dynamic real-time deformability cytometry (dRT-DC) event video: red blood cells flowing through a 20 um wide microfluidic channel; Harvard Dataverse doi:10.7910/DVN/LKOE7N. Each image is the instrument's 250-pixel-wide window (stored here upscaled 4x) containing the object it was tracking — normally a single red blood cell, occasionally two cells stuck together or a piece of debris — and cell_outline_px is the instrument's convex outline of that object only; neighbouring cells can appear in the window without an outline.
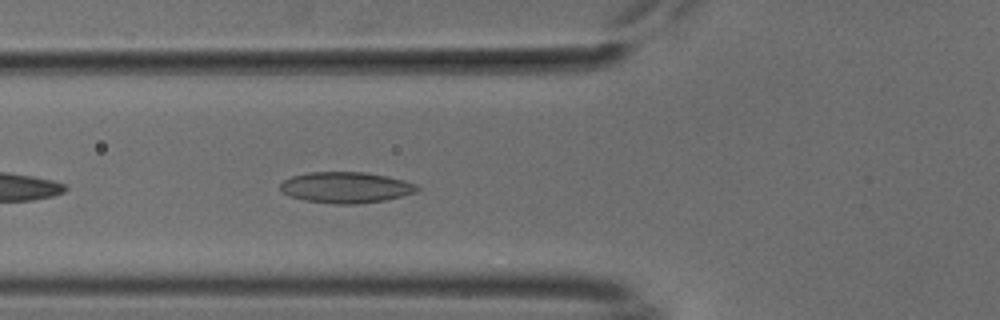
{"species": "common noctule bat (a hibernating species)", "species_latin": "Nyctalus noctula", "temperature_condition": "cold", "stored_images_in_passage": 25, "camera_frame_rate_fps": 3000, "um_per_image_px": 0.085, "animal": {"sex": "male", "body_mass_g": 18.8}, "frame": {"image": 1, "passage_image": 5, "time_ms": 1.333, "image_size_px": [1000, 320], "cell_outline_px": [[420, 188], [416, 192], [384, 200], [360, 204], [332, 204], [304, 200], [288, 196], [280, 188], [280, 184], [284, 180], [292, 176], [308, 172], [364, 172], [388, 176], [404, 180], [416, 184]], "centroid_in_image_um": [29.39, 15.93], "position_along_channel_um": 96.4, "area_um2": 24.8}}
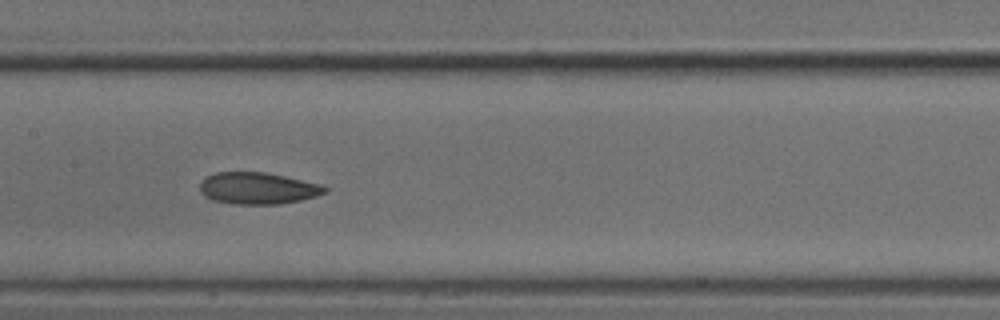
{"frame": {"image": 2, "passage_image": 12, "time_ms": 3.667, "image_size_px": [1000, 320], "cell_outline_px": [[328, 192], [316, 196], [300, 200], [280, 204], [232, 204], [212, 200], [204, 196], [200, 192], [200, 184], [208, 176], [216, 172], [268, 172], [324, 184], [328, 188]], "centroid_in_image_um": [21.96, 16.0], "position_along_channel_um": 185.4, "area_um2": 23.41}}
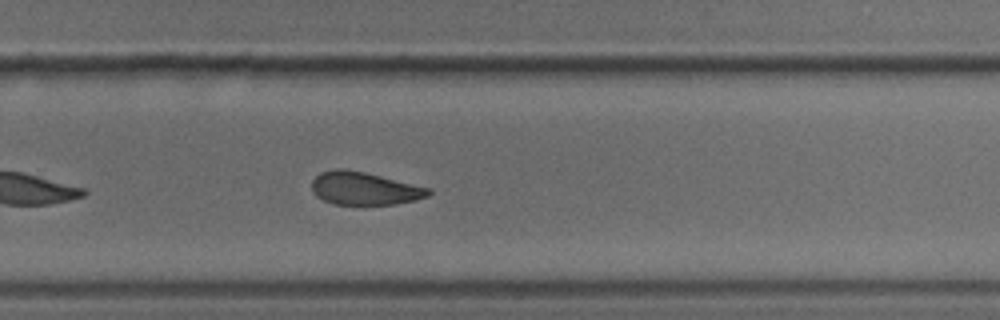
{"frame": {"image": 3, "passage_image": 21, "time_ms": 6.667, "image_size_px": [1000, 320], "cell_outline_px": [[432, 192], [428, 196], [416, 200], [392, 204], [332, 204], [316, 196], [312, 188], [312, 180], [320, 172], [336, 168], [344, 168], [364, 172], [432, 188]], "centroid_in_image_um": [30.98, 16.01], "position_along_channel_um": 298.8, "area_um2": 22.37}}